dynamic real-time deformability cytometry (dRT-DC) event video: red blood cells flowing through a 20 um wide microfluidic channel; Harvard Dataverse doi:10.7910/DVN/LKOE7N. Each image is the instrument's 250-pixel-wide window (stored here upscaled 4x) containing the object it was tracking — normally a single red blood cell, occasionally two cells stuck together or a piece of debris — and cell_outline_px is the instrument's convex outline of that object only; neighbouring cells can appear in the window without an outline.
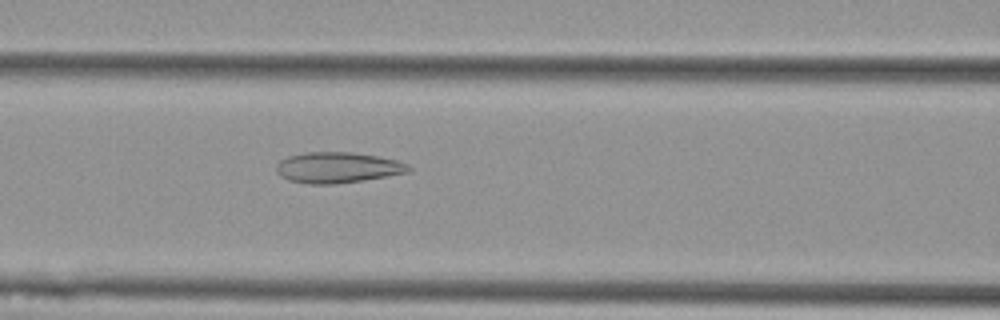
{"species": "Egyptian fruit bat (a non-hibernating species)", "species_latin": "Rousettus aegyptiacus", "temperature_condition": "cold", "stored_images_in_passage": 38, "camera_frame_rate_fps": 3000, "um_per_image_px": 0.085, "animal": {"sex": "female"}, "frame": {"image": 1, "passage_image": 9, "time_ms": 2.667, "image_size_px": [1000, 320], "cell_outline_px": [[412, 172], [364, 180], [336, 184], [312, 184], [288, 180], [280, 176], [276, 172], [276, 164], [280, 160], [288, 156], [304, 152], [352, 152], [376, 156], [396, 160], [408, 164], [412, 168]], "centroid_in_image_um": [28.7, 14.24], "position_along_channel_um": 137.9, "area_um2": 23.93}}
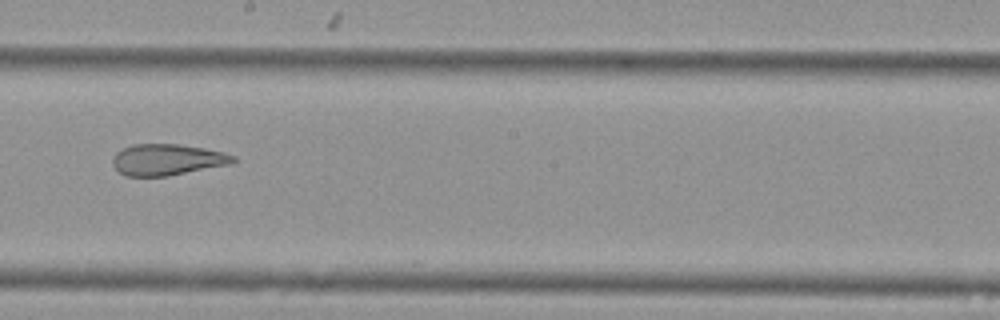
{"frame": {"image": 2, "passage_image": 17, "time_ms": 5.333, "image_size_px": [1000, 320], "cell_outline_px": [[236, 160], [228, 164], [168, 176], [124, 176], [112, 164], [112, 156], [120, 148], [132, 144], [180, 144], [204, 148], [224, 152], [236, 156]], "centroid_in_image_um": [14.17, 13.56], "position_along_channel_um": 234.0, "area_um2": 22.02}}
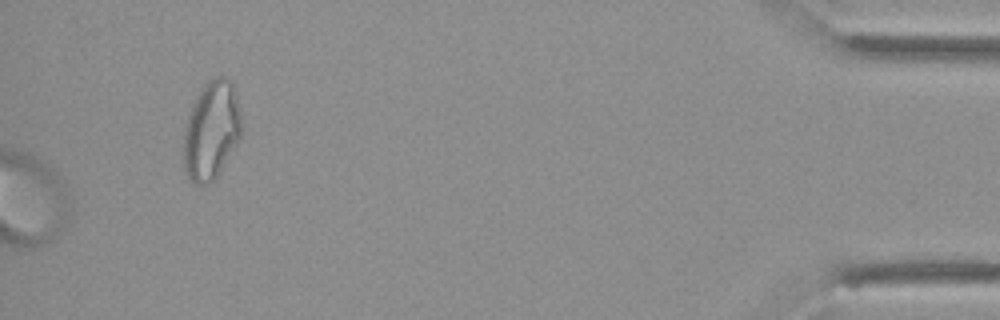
{"frame": {"image": 3, "passage_image": 38, "time_ms": 12.333, "image_size_px": [1000, 320], "cell_outline_px": [[240, 136], [216, 176], [208, 184], [196, 184], [188, 176], [184, 168], [184, 124], [188, 112], [196, 96], [204, 84], [212, 76], [228, 76], [232, 80], [236, 92], [240, 112]], "centroid_in_image_um": [17.95, 10.99], "position_along_channel_um": 417.3, "area_um2": 33.06}, "authors_computed_cell_mechanics": {"area_um2": 24.0737, "velocity_mm_per_s": 3.6215, "shape_relaxation_time_tau1_ms": null, "shape_relaxation_time_tau2_ms": 2.717, "deformation_change_tau1": null, "deformation_change_tau2": 0.1202}}